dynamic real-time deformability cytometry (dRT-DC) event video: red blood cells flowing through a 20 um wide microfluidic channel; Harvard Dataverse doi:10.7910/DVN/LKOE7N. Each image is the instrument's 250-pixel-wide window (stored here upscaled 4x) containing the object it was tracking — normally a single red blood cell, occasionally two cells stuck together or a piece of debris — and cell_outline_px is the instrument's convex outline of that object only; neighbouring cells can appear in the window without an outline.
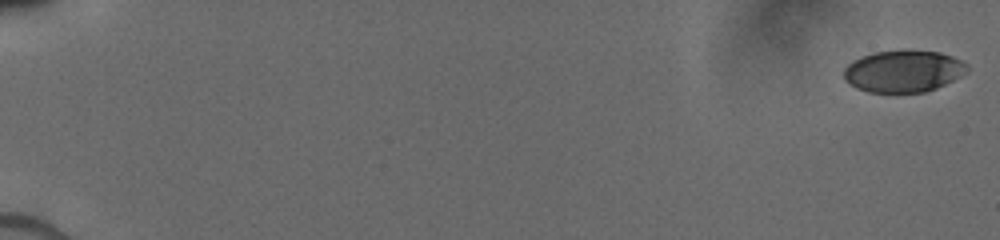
{"species": "human", "species_latin": "Homo sapiens", "temperature_condition": "cold", "stored_images_in_passage": 53, "camera_frame_rate_fps": 3000, "um_per_image_px": 0.085, "donor": {"sex": "male"}, "frame": {"image": 1, "passage_image": 1, "time_ms": 0.0, "image_size_px": [1000, 240], "cell_outline_px": [[968, 72], [936, 88], [924, 92], [868, 92], [856, 88], [844, 80], [844, 68], [852, 60], [872, 52], [904, 48], [940, 52], [952, 56], [968, 64]], "centroid_in_image_um": [76.77, 6.02], "position_along_channel_um": 8.2, "area_um2": 30.63}}
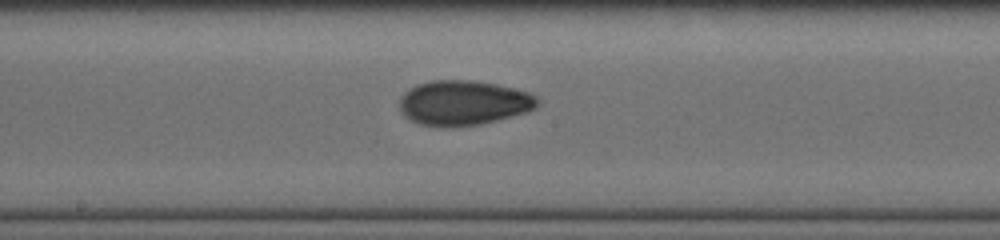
{"frame": {"image": 2, "passage_image": 31, "time_ms": 10.0, "image_size_px": [1000, 240], "cell_outline_px": [[540, 100], [536, 108], [524, 112], [496, 120], [480, 124], [420, 124], [408, 120], [400, 112], [400, 96], [404, 92], [416, 84], [432, 80], [472, 80], [496, 84], [528, 92], [536, 96]], "centroid_in_image_um": [39.38, 8.7], "position_along_channel_um": 208.8, "area_um2": 35.37}}
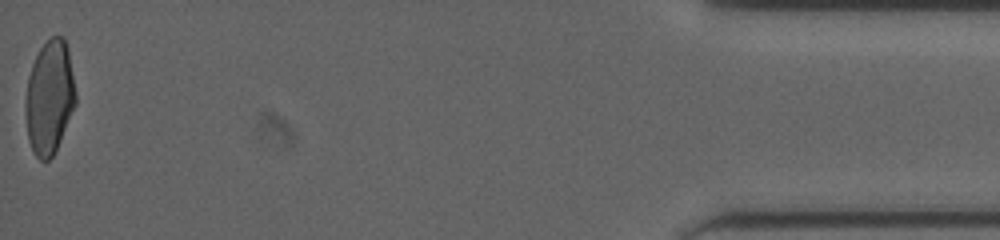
{"frame": {"image": 3, "passage_image": 53, "time_ms": 17.333, "image_size_px": [1000, 240], "cell_outline_px": [[76, 104], [60, 140], [52, 156], [48, 160], [40, 160], [36, 156], [28, 140], [24, 108], [24, 104], [28, 76], [32, 64], [40, 48], [52, 36], [64, 36], [68, 48], [76, 92]], "centroid_in_image_um": [4.2, 8.25], "position_along_channel_um": 431.0, "area_um2": 33.29}}